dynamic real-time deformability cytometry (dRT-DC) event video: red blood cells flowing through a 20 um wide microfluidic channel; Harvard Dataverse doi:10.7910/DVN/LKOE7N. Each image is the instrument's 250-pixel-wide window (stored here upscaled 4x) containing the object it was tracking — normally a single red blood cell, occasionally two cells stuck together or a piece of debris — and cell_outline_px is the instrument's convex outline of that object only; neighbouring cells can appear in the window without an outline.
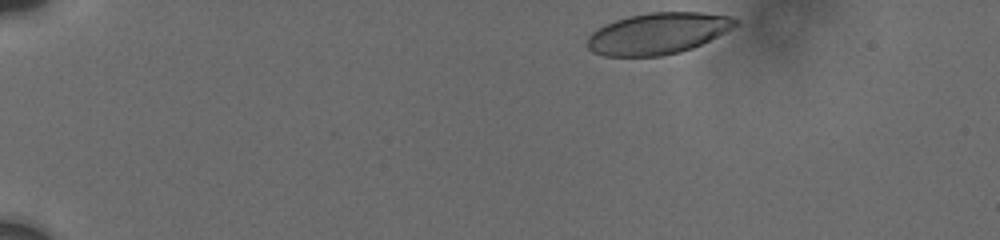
{"species": "human", "species_latin": "Homo sapiens", "temperature_condition": "cold", "stored_images_in_passage": 25, "camera_frame_rate_fps": 3000, "um_per_image_px": 0.085, "donor": {"sex": "male"}, "frame": {"image": 1, "passage_image": 1, "time_ms": 0.0, "image_size_px": [1000, 240], "cell_outline_px": [[740, 24], [692, 48], [680, 52], [660, 56], [604, 56], [592, 52], [588, 48], [588, 36], [592, 32], [604, 24], [628, 16], [648, 12], [700, 12], [728, 16], [740, 20]], "centroid_in_image_um": [55.9, 2.84], "position_along_channel_um": 29.1, "area_um2": 35.6}}
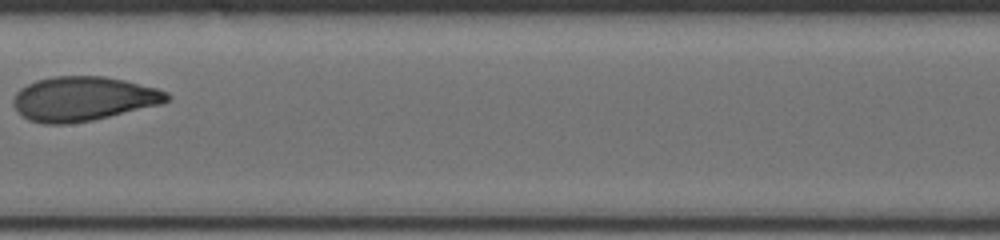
{"frame": {"image": 2, "passage_image": 15, "time_ms": 7.333, "image_size_px": [1000, 240], "cell_outline_px": [[172, 100], [160, 104], [92, 120], [64, 124], [44, 124], [28, 120], [16, 108], [12, 100], [16, 92], [20, 88], [36, 80], [52, 76], [104, 76], [124, 80], [156, 88], [168, 92], [172, 96]], "centroid_in_image_um": [7.09, 8.38], "position_along_channel_um": 200.3, "area_um2": 39.59}}
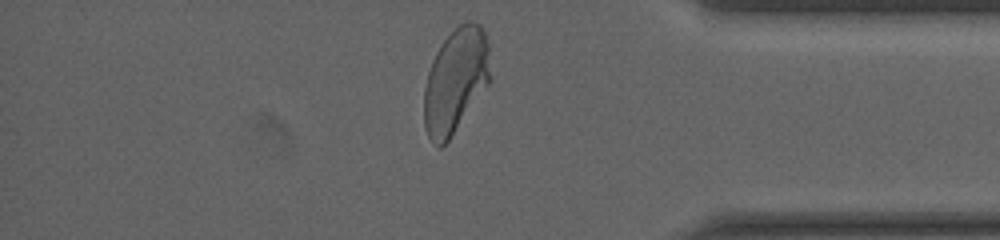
{"frame": {"image": 3, "passage_image": 25, "time_ms": 13.0, "image_size_px": [1000, 240], "cell_outline_px": [[492, 80], [448, 140], [440, 148], [428, 136], [424, 128], [424, 88], [428, 72], [432, 60], [440, 44], [460, 24], [468, 20], [472, 20], [480, 24], [484, 32], [488, 44]], "centroid_in_image_um": [38.74, 6.83], "position_along_channel_um": 396.5, "area_um2": 40.46}, "authors_computed_cell_mechanics": {"area_um2": 38.8994, "velocity_mm_per_s": 3.7333, "shape_relaxation_time_tau1_ms": 7.7504, "shape_relaxation_time_tau2_ms": 0.9558, "deformation_change_tau1": 0.237, "deformation_change_tau2": 0.0633}}